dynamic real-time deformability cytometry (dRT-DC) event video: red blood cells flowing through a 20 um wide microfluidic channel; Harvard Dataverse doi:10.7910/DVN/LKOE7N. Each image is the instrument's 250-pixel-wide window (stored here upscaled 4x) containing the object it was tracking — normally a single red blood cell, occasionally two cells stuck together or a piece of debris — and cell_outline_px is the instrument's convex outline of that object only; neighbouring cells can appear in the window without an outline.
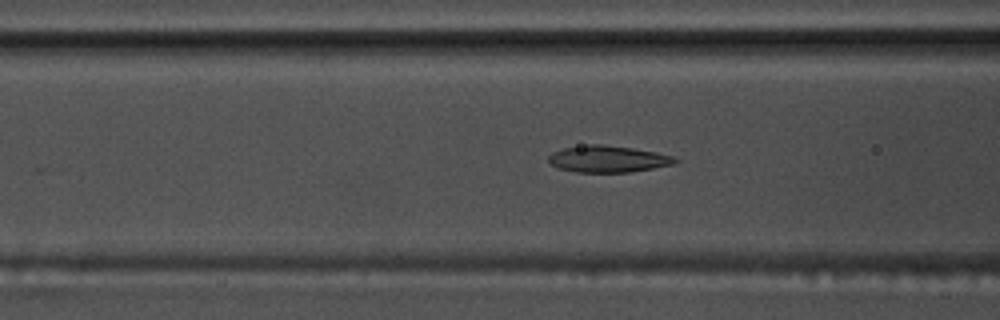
{"species": "common noctule bat (a hibernating species)", "species_latin": "Nyctalus noctula", "temperature_condition": "warm", "stored_images_in_passage": 37, "camera_frame_rate_fps": 3000, "um_per_image_px": 0.085, "animal": {"sex": "male", "body_mass_g": 17.5, "forearm_length_mm": 52.3}, "frame": {"image": 1, "passage_image": 15, "time_ms": 4.667, "image_size_px": [1000, 320], "cell_outline_px": [[680, 160], [676, 164], [632, 172], [576, 172], [556, 168], [548, 160], [548, 156], [552, 152], [564, 148], [588, 144], [600, 144], [632, 148], [656, 152], [672, 156]], "centroid_in_image_um": [51.69, 13.52], "position_along_channel_um": 114.9, "area_um2": 19.77}}
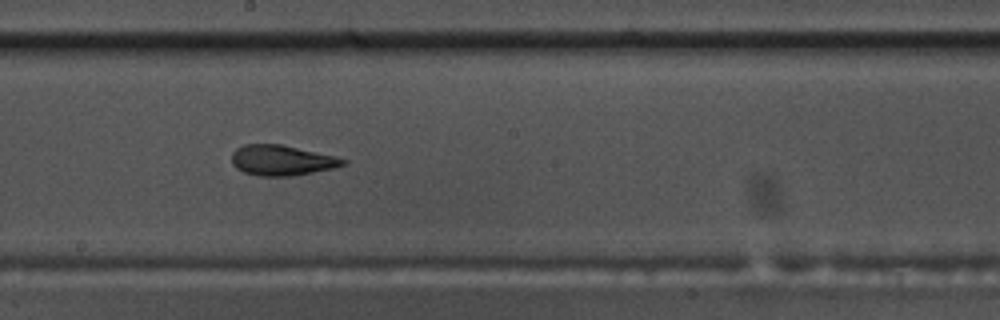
{"frame": {"image": 2, "passage_image": 24, "time_ms": 7.667, "image_size_px": [1000, 320], "cell_outline_px": [[348, 160], [344, 164], [332, 168], [292, 176], [260, 176], [244, 172], [236, 168], [232, 164], [232, 152], [236, 148], [244, 144], [280, 144], [336, 156]], "centroid_in_image_um": [23.92, 13.62], "position_along_channel_um": 224.3, "area_um2": 19.59}}
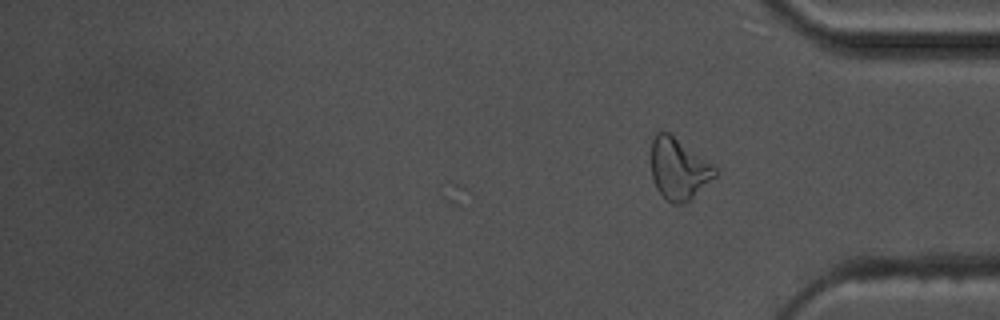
{"frame": {"image": 3, "passage_image": 37, "time_ms": 12.0, "image_size_px": [1000, 320], "cell_outline_px": [[720, 172], [716, 176], [688, 200], [680, 204], [672, 204], [656, 188], [652, 180], [652, 140], [656, 132], [668, 132], [712, 164]], "centroid_in_image_um": [57.68, 14.35], "position_along_channel_um": 377.5, "area_um2": 22.37}, "authors_computed_cell_mechanics": {"area_um2": 19.652, "velocity_mm_per_s": 3.658, "shape_relaxation_time_tau1_ms": 4.1725, "shape_relaxation_time_tau2_ms": 2.0715, "deformation_change_tau1": 0.1602, "deformation_change_tau2": 0.099}}